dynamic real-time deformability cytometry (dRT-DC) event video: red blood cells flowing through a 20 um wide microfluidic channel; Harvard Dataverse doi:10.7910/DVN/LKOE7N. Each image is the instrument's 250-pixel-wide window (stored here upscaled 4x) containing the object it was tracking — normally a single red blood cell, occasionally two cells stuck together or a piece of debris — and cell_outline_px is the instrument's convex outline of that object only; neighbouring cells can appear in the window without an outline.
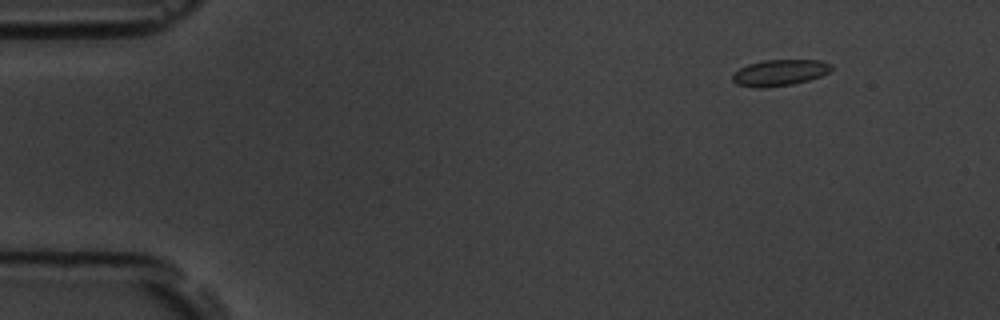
{"species": "common noctule bat (a hibernating species)", "species_latin": "Nyctalus noctula", "temperature_condition": "room temperature", "stored_images_in_passage": 5, "segment_of_instrument_passage": [2, 2], "camera_frame_rate_fps": 3000, "um_per_image_px": 0.085, "animal": {"sex": "male", "body_mass_g": 19.5, "forearm_length_mm": 54.6}, "frame": {"image": 1, "passage_image": 5, "time_ms": 4.667, "image_size_px": [1000, 320], "cell_outline_px": [[832, 68], [828, 72], [820, 76], [808, 80], [792, 84], [764, 88], [752, 88], [736, 84], [732, 80], [732, 76], [740, 68], [748, 64], [764, 60], [820, 60], [832, 64]], "centroid_in_image_um": [66.25, 6.18], "position_along_channel_um": 18.7, "area_um2": 15.09}}